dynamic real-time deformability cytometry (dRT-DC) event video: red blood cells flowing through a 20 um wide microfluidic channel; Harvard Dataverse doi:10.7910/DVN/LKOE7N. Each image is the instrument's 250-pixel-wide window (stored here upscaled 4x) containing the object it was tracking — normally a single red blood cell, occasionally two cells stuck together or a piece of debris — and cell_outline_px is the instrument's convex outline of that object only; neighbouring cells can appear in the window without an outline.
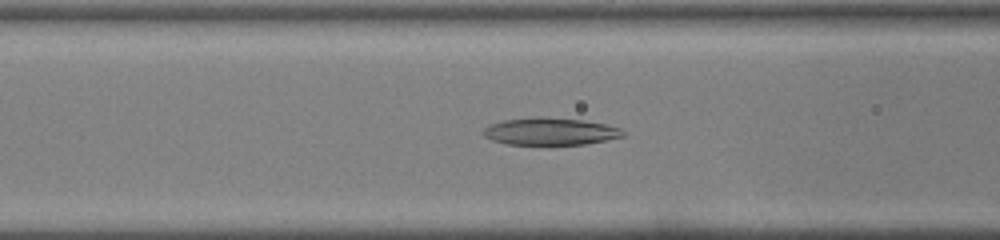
{"species": "common noctule bat (a hibernating species)", "species_latin": "Nyctalus noctula", "temperature_condition": "warm", "stored_images_in_passage": 44, "camera_frame_rate_fps": 3000, "um_per_image_px": 0.085, "animal": {"sex": "male", "body_mass_g": 19.0, "forearm_length_mm": 50.8}, "frame": {"image": 1, "passage_image": 18, "time_ms": 5.667, "image_size_px": [1000, 240], "cell_outline_px": [[628, 132], [624, 136], [608, 140], [584, 144], [508, 144], [492, 140], [484, 136], [484, 128], [492, 124], [504, 120], [540, 116], [580, 120], [608, 124], [620, 128]], "centroid_in_image_um": [46.84, 11.17], "position_along_channel_um": 119.8, "area_um2": 22.14}}
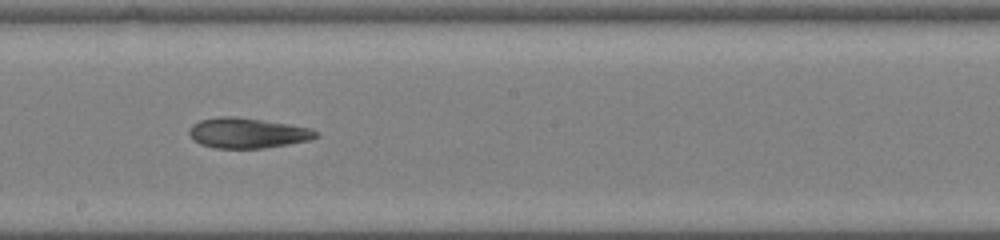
{"frame": {"image": 2, "passage_image": 25, "time_ms": 8.0, "image_size_px": [1000, 240], "cell_outline_px": [[316, 136], [308, 140], [288, 144], [264, 148], [216, 148], [200, 144], [188, 132], [192, 124], [200, 120], [220, 116], [236, 116], [288, 124], [312, 128], [316, 132]], "centroid_in_image_um": [21.01, 11.3], "position_along_channel_um": 227.2, "area_um2": 22.08}}
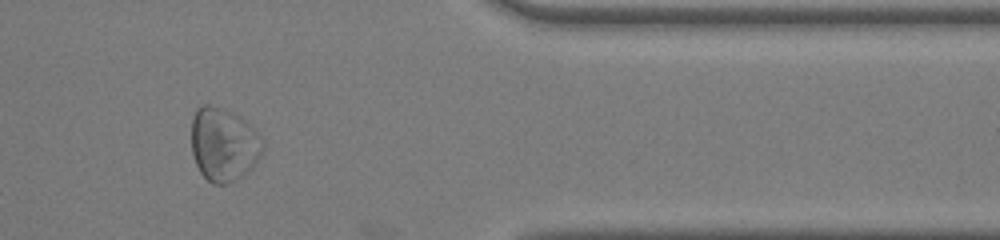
{"frame": {"image": 3, "passage_image": 37, "time_ms": 12.0, "image_size_px": [1000, 240], "cell_outline_px": [[264, 148], [260, 156], [252, 168], [248, 172], [224, 184], [212, 184], [200, 172], [196, 164], [192, 152], [192, 120], [196, 108], [204, 104], [212, 104], [224, 108], [240, 116], [256, 128], [260, 132], [264, 140]], "centroid_in_image_um": [19.04, 12.23], "position_along_channel_um": 392.4, "area_um2": 30.98}}